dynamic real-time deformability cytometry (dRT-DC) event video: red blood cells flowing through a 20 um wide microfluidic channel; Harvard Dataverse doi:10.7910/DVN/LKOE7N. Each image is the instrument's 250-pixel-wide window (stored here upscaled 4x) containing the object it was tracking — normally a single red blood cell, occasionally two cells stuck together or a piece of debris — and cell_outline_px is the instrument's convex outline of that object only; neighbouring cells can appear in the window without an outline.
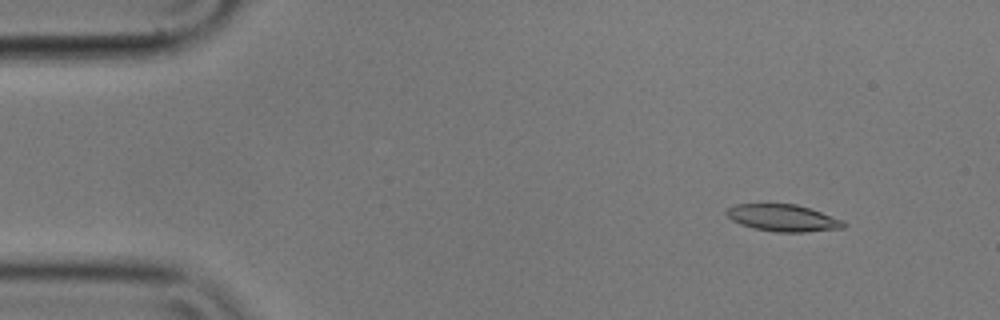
{"species": "common noctule bat (a hibernating species)", "species_latin": "Nyctalus noctula", "temperature_condition": "cold", "stored_images_in_passage": 56, "camera_frame_rate_fps": 3000, "um_per_image_px": 0.085, "animal": {"sex": "male", "body_mass_g": 17.9}, "frame": {"image": 1, "passage_image": 6, "time_ms": 1.667, "image_size_px": [1000, 320], "cell_outline_px": [[848, 224], [844, 228], [804, 232], [776, 232], [752, 228], [740, 224], [732, 220], [724, 212], [728, 208], [736, 204], [796, 204], [844, 220]], "centroid_in_image_um": [66.56, 18.53], "position_along_channel_um": 18.4, "area_um2": 18.38}}
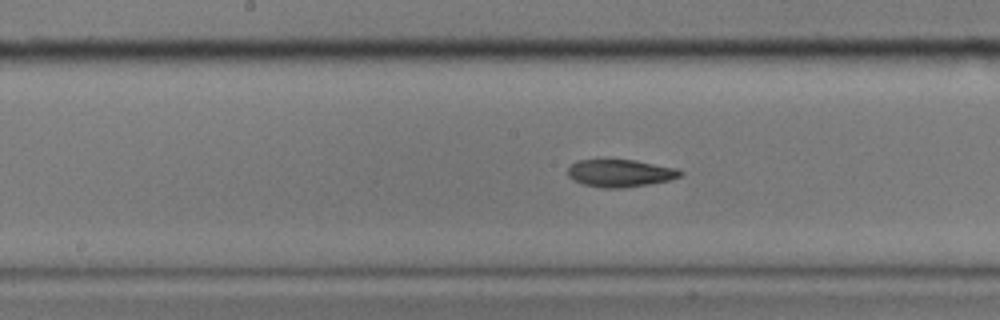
{"frame": {"image": 2, "passage_image": 28, "time_ms": 9.0, "image_size_px": [1000, 320], "cell_outline_px": [[684, 172], [680, 176], [668, 180], [648, 184], [624, 188], [604, 188], [584, 184], [572, 180], [568, 176], [568, 168], [576, 160], [636, 160], [680, 168]], "centroid_in_image_um": [52.74, 14.71], "position_along_channel_um": 195.5, "area_um2": 18.09}}
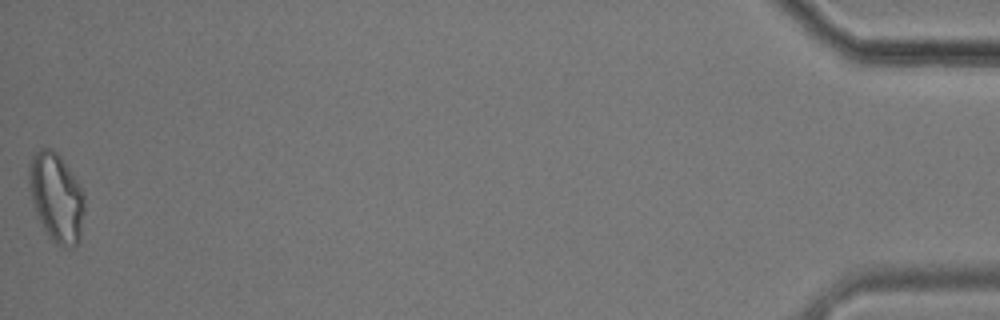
{"frame": {"image": 3, "passage_image": 56, "time_ms": 18.333, "image_size_px": [1000, 320], "cell_outline_px": [[84, 212], [80, 240], [76, 244], [64, 248], [56, 244], [48, 236], [36, 216], [28, 188], [28, 164], [32, 156], [40, 148], [52, 148], [60, 156], [84, 192]], "centroid_in_image_um": [4.76, 16.78], "position_along_channel_um": 430.4, "area_um2": 29.02}, "authors_computed_cell_mechanics": {"area_um2": 18.5827, "velocity_mm_per_s": 3.5564, "shape_relaxation_time_tau1_ms": 6.6122, "shape_relaxation_time_tau2_ms": 6.1316, "deformation_change_tau1": 0.1664, "deformation_change_tau2": 0.1259}}